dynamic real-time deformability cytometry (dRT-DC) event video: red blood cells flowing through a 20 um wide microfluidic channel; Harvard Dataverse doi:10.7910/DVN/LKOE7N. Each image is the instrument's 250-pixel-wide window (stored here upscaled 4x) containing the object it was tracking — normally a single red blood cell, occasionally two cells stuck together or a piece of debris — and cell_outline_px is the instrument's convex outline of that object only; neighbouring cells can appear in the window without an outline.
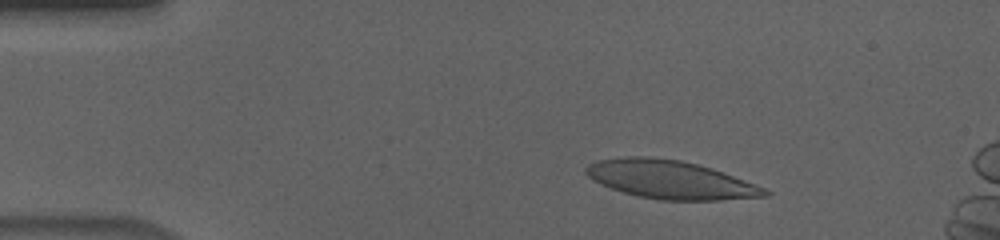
{"species": "human", "species_latin": "Homo sapiens", "temperature_condition": "cold", "stored_images_in_passage": 53, "camera_frame_rate_fps": 3000, "um_per_image_px": 0.085, "donor": {"sex": "male"}, "frame": {"image": 1, "passage_image": 7, "time_ms": 2.0, "image_size_px": [1000, 240], "cell_outline_px": [[772, 192], [768, 196], [720, 200], [660, 200], [640, 196], [624, 192], [600, 184], [592, 180], [584, 172], [584, 168], [588, 164], [596, 160], [628, 156], [648, 156], [680, 160], [712, 168], [764, 188]], "centroid_in_image_um": [56.94, 15.26], "position_along_channel_um": 28.1, "area_um2": 39.77}}
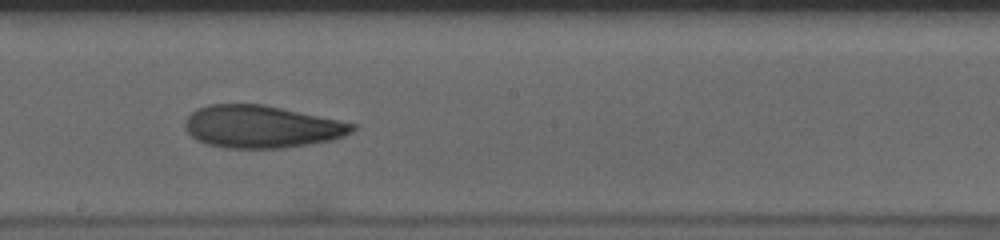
{"frame": {"image": 2, "passage_image": 29, "time_ms": 9.333, "image_size_px": [1000, 240], "cell_outline_px": [[360, 124], [352, 132], [344, 136], [332, 140], [308, 144], [280, 148], [224, 148], [208, 144], [196, 140], [184, 128], [184, 120], [196, 108], [208, 104], [264, 104]], "centroid_in_image_um": [22.24, 10.76], "position_along_channel_um": 226.0, "area_um2": 41.73}}
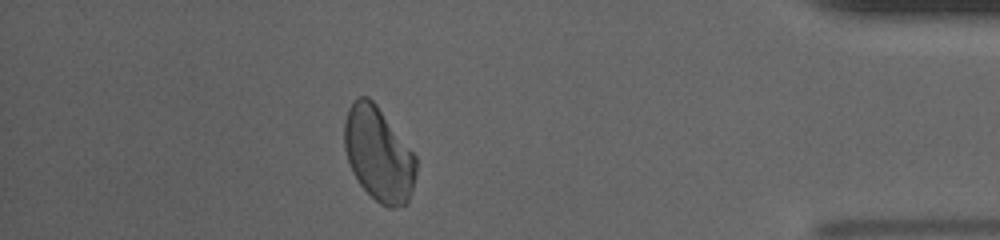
{"frame": {"image": 3, "passage_image": 47, "time_ms": 15.333, "image_size_px": [1000, 240], "cell_outline_px": [[416, 172], [412, 192], [408, 204], [392, 208], [388, 208], [380, 204], [360, 184], [352, 172], [344, 148], [344, 120], [348, 108], [360, 96], [368, 96], [376, 104], [416, 156]], "centroid_in_image_um": [32.18, 13.12], "position_along_channel_um": 403.0, "area_um2": 39.25}, "authors_computed_cell_mechanics": {"area_um2": 40.2288, "velocity_mm_per_s": 3.6308, "shape_relaxation_time_tau1_ms": 7.4469, "shape_relaxation_time_tau2_ms": 2.0094, "deformation_change_tau1": 0.1963, "deformation_change_tau2": 0.0713}}